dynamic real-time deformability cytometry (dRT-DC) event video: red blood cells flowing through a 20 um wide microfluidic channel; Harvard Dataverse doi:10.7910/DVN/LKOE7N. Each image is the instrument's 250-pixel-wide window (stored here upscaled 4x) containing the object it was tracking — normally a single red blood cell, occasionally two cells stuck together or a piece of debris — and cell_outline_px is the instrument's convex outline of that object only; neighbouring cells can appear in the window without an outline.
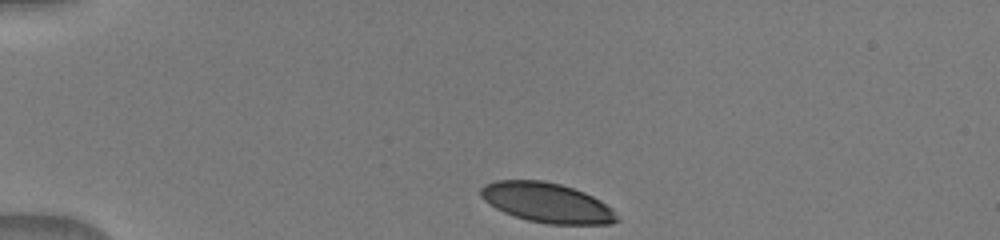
{"species": "human", "species_latin": "Homo sapiens", "temperature_condition": "warm", "stored_images_in_passage": 27, "camera_frame_rate_fps": 3000, "um_per_image_px": 0.085, "donor": {"sex": "male"}, "frame": {"image": 1, "passage_image": 1, "time_ms": 0.0, "image_size_px": [1000, 240], "cell_outline_px": [[620, 220], [612, 224], [548, 224], [528, 220], [504, 212], [496, 208], [484, 200], [480, 196], [480, 188], [484, 184], [496, 180], [544, 180], [560, 184], [584, 192], [600, 200], [612, 208]], "centroid_in_image_um": [46.49, 17.22], "position_along_channel_um": 38.5, "area_um2": 31.56}}
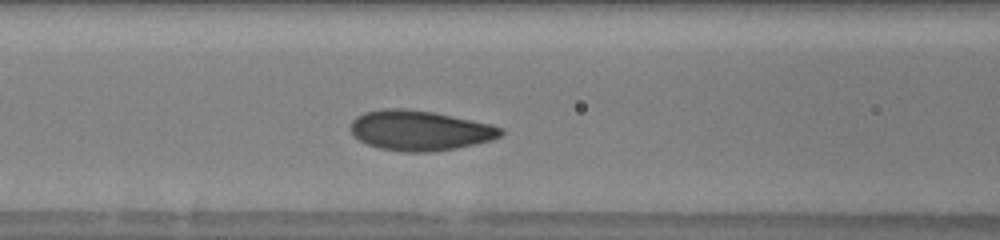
{"frame": {"image": 2, "passage_image": 11, "time_ms": 3.667, "image_size_px": [1000, 240], "cell_outline_px": [[504, 132], [500, 136], [492, 140], [456, 148], [432, 152], [404, 152], [380, 148], [368, 144], [352, 136], [348, 128], [352, 120], [356, 116], [364, 112], [380, 108], [404, 108], [436, 112], [492, 124], [504, 128]], "centroid_in_image_um": [35.66, 11.07], "position_along_channel_um": 130.9, "area_um2": 35.6}}
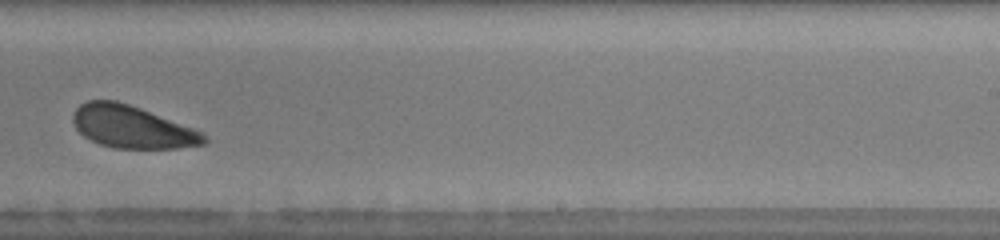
{"frame": {"image": 3, "passage_image": 20, "time_ms": 7.333, "image_size_px": [1000, 240], "cell_outline_px": [[208, 140], [204, 144], [176, 148], [112, 148], [100, 144], [84, 136], [76, 128], [72, 120], [72, 116], [76, 108], [80, 104], [88, 100], [116, 100], [140, 108], [196, 128]], "centroid_in_image_um": [11.22, 10.78], "position_along_channel_um": 277.8, "area_um2": 32.31}}